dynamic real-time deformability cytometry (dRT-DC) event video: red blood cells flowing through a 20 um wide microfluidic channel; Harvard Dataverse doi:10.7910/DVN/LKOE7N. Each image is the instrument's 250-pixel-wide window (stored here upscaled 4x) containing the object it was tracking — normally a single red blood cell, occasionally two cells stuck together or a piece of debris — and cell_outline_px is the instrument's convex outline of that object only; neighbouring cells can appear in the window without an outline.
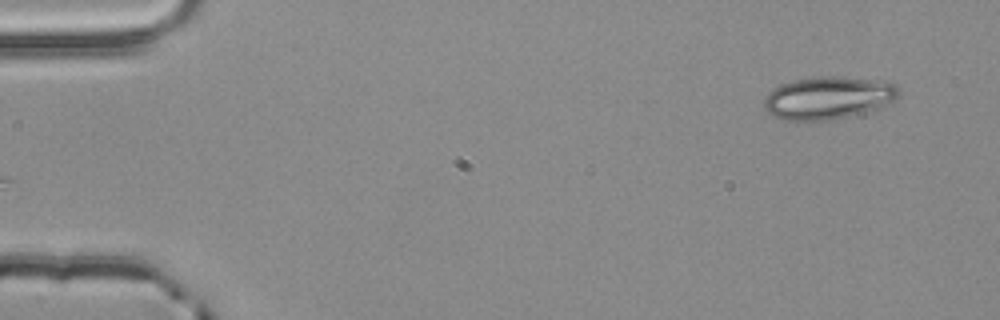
{"species": "common noctule bat (a hibernating species)", "species_latin": "Nyctalus noctula", "temperature_condition": "room temperature", "stored_images_in_passage": 3, "camera_frame_rate_fps": 3000, "um_per_image_px": 0.085, "animal": {"sex": "male", "body_mass_g": 20.4}, "frame": {"image": 1, "passage_image": 3, "time_ms": 0.667, "image_size_px": [1000, 320], "cell_outline_px": [[900, 96], [884, 108], [876, 112], [828, 120], [780, 120], [772, 116], [764, 108], [764, 96], [768, 92], [780, 84], [792, 80], [816, 76], [840, 76], [880, 80], [896, 84], [900, 88]], "centroid_in_image_um": [70.46, 8.32], "position_along_channel_um": 14.5, "area_um2": 34.62}}